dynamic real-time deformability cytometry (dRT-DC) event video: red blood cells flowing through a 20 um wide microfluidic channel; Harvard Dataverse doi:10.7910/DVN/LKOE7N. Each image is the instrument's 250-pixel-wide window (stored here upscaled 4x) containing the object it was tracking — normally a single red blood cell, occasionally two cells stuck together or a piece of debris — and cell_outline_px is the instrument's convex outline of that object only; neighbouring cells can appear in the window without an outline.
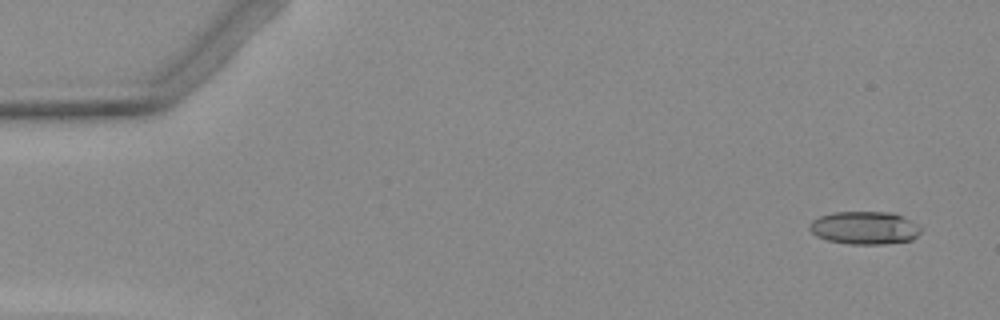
{"species": "Egyptian fruit bat (a non-hibernating species)", "species_latin": "Rousettus aegyptiacus", "temperature_condition": "warm", "stored_images_in_passage": 4, "camera_frame_rate_fps": 3000, "um_per_image_px": 0.085, "animal": {"sex": "female"}, "frame": {"image": 1, "passage_image": 1, "time_ms": 0.0, "image_size_px": [1000, 320], "cell_outline_px": [[920, 232], [912, 240], [884, 244], [852, 244], [828, 240], [816, 236], [808, 228], [808, 224], [812, 220], [820, 216], [832, 212], [892, 212], [916, 224], [920, 228]], "centroid_in_image_um": [73.44, 19.37], "position_along_channel_um": 11.6, "area_um2": 21.21}}
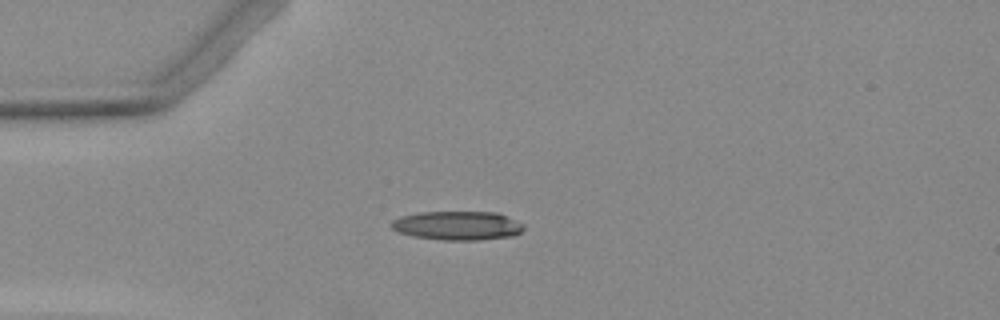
{"frame": {"image": 2, "passage_image": 4, "time_ms": 3.667, "image_size_px": [1000, 320], "cell_outline_px": [[524, 228], [520, 232], [512, 236], [480, 240], [444, 240], [412, 236], [400, 232], [392, 228], [392, 220], [404, 216], [420, 212], [496, 212], [524, 224]], "centroid_in_image_um": [38.91, 19.18], "position_along_channel_um": 46.1, "area_um2": 22.08}}